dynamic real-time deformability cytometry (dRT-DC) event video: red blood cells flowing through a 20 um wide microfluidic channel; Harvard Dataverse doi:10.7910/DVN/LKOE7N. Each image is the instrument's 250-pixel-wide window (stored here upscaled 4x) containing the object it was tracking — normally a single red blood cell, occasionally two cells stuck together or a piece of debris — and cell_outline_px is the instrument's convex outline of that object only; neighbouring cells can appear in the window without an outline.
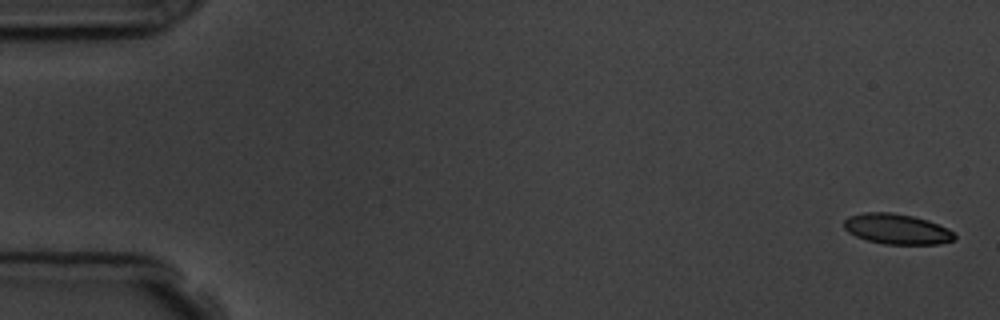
{"species": "common noctule bat (a hibernating species)", "species_latin": "Nyctalus noctula", "temperature_condition": "room temperature", "stored_images_in_passage": 5, "camera_frame_rate_fps": 3000, "um_per_image_px": 0.085, "animal": {"sex": "male", "body_mass_g": 19.5, "forearm_length_mm": 54.6}, "frame": {"image": 1, "passage_image": 1, "time_ms": 0.0, "image_size_px": [1000, 320], "cell_outline_px": [[956, 236], [952, 240], [940, 244], [884, 244], [868, 240], [856, 236], [848, 232], [844, 228], [844, 220], [848, 216], [864, 212], [892, 212], [912, 216], [928, 220], [948, 228]], "centroid_in_image_um": [76.21, 19.46], "position_along_channel_um": 8.8, "area_um2": 19.54}}
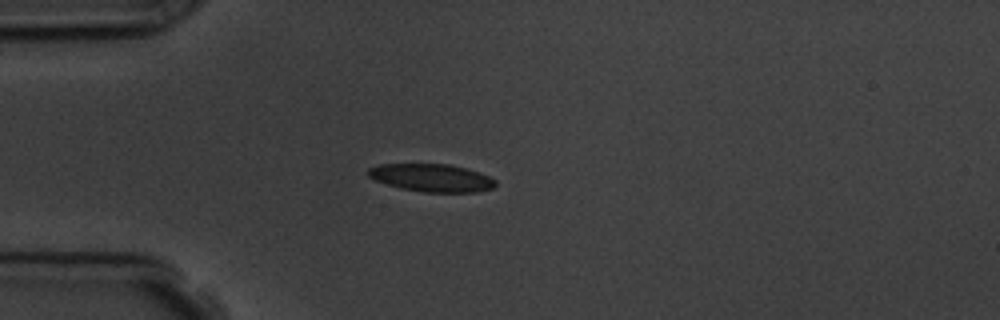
{"frame": {"image": 2, "passage_image": 5, "time_ms": 4.667, "image_size_px": [1000, 320], "cell_outline_px": [[496, 184], [492, 188], [476, 192], [424, 192], [400, 188], [376, 180], [368, 176], [368, 168], [380, 164], [448, 164], [464, 168], [488, 176], [496, 180]], "centroid_in_image_um": [36.67, 15.11], "position_along_channel_um": 48.3, "area_um2": 20.35}}